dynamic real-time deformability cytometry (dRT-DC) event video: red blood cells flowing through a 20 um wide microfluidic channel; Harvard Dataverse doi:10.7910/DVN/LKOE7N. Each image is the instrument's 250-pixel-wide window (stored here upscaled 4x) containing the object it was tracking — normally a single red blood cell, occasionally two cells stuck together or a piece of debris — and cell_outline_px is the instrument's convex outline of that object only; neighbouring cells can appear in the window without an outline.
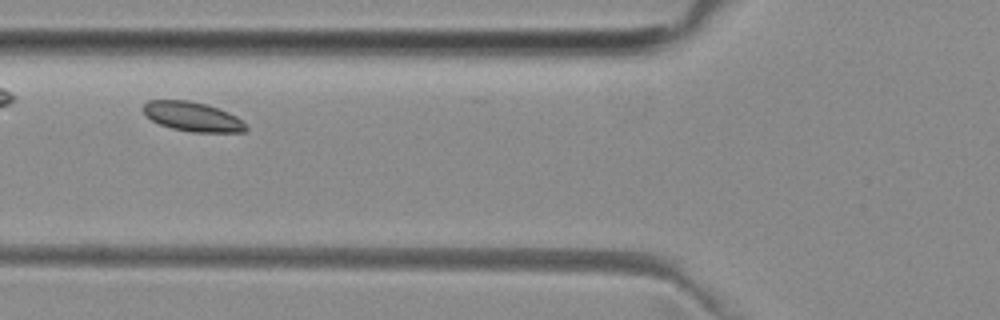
{"species": "common noctule bat (a hibernating species)", "species_latin": "Nyctalus noctula", "temperature_condition": "room temperature", "stored_images_in_passage": 20, "camera_frame_rate_fps": 3000, "um_per_image_px": 0.085, "animal": {"sex": "female", "body_mass_g": 29.2, "forearm_length_mm": 56.3}, "frame": {"image": 1, "passage_image": 4, "time_ms": 1.0, "image_size_px": [1000, 320], "cell_outline_px": [[248, 128], [244, 132], [192, 132], [172, 128], [160, 124], [152, 120], [144, 112], [144, 104], [148, 100], [188, 100], [208, 104], [228, 112], [236, 116]], "centroid_in_image_um": [16.38, 9.91], "position_along_channel_um": 109.4, "area_um2": 17.46}}
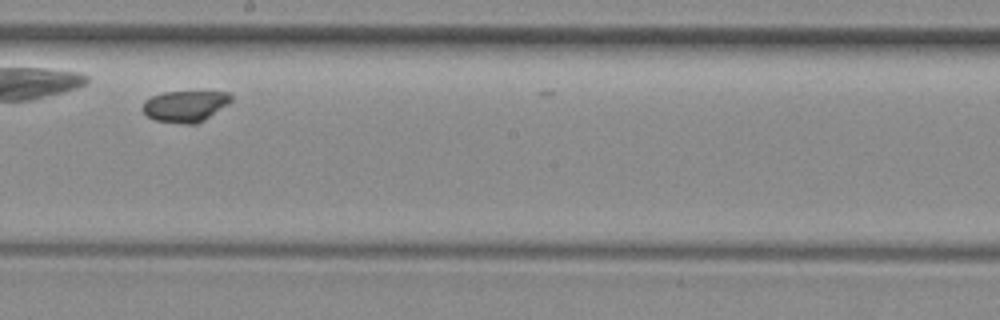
{"frame": {"image": 2, "passage_image": 14, "time_ms": 4.333, "image_size_px": [1000, 320], "cell_outline_px": [[232, 100], [228, 104], [204, 120], [196, 124], [184, 124], [156, 120], [148, 116], [140, 108], [144, 100], [152, 96], [164, 92], [228, 92], [232, 96]], "centroid_in_image_um": [15.72, 9.02], "position_along_channel_um": 232.5, "area_um2": 16.07}}